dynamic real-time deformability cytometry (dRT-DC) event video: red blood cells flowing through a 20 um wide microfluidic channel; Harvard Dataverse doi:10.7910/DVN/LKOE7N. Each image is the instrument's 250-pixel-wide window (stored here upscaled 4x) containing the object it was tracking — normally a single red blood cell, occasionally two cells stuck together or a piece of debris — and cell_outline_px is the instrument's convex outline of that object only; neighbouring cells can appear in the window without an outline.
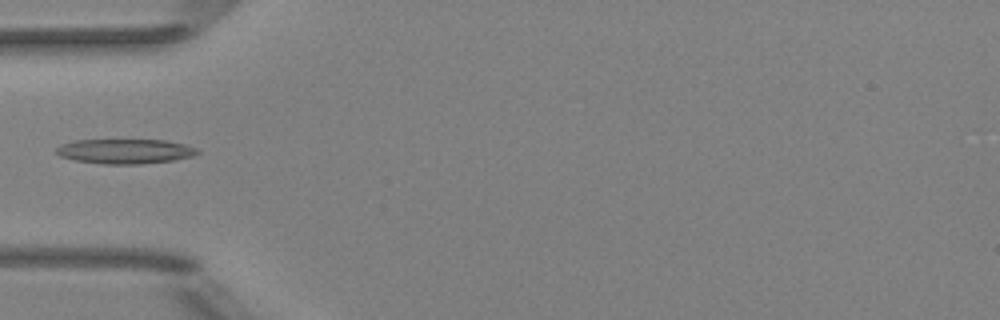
{"species": "Egyptian fruit bat (a non-hibernating species)", "species_latin": "Rousettus aegyptiacus", "temperature_condition": "room temperature", "stored_images_in_passage": 1, "camera_frame_rate_fps": 3000, "um_per_image_px": 0.085, "animal": {"sex": "female"}, "frame": {"image": 1, "passage_image": 1, "time_ms": 0.0, "image_size_px": [1000, 320], "cell_outline_px": [[200, 152], [192, 156], [176, 160], [140, 164], [104, 164], [76, 160], [60, 156], [56, 152], [56, 148], [60, 144], [76, 140], [164, 140], [184, 144], [200, 148]], "centroid_in_image_um": [10.67, 12.86], "position_along_channel_um": 74.3, "area_um2": 20.4}}